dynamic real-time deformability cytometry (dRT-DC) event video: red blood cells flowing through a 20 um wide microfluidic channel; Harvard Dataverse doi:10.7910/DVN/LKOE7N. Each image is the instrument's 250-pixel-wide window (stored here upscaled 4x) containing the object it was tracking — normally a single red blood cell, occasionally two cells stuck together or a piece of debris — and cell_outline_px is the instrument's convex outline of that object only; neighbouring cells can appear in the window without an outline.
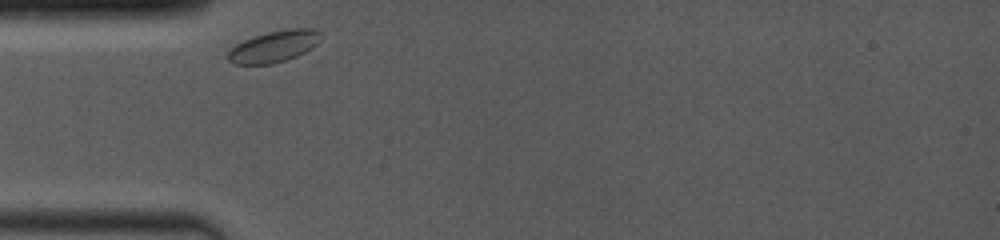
{"species": "common noctule bat (a hibernating species)", "species_latin": "Nyctalus noctula", "temperature_condition": "room temperature", "stored_images_in_passage": 7, "camera_frame_rate_fps": 4000, "um_per_image_px": 0.085, "animal": {"sex": "female", "body_mass_g": 19.0, "forearm_length_mm": 53.3}, "frame": {"image": 1, "passage_image": 1, "time_ms": 0.0, "image_size_px": [1000, 240], "cell_outline_px": [[320, 40], [312, 48], [296, 56], [272, 64], [236, 64], [228, 60], [228, 52], [236, 44], [252, 36], [284, 28], [312, 28], [320, 32]], "centroid_in_image_um": [23.29, 3.93], "position_along_channel_um": 61.7, "area_um2": 16.99}}
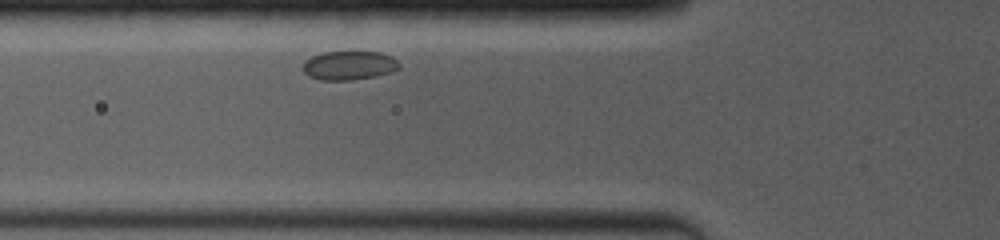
{"frame": {"image": 2, "passage_image": 7, "time_ms": 1.0, "image_size_px": [1000, 240], "cell_outline_px": [[400, 68], [392, 72], [376, 76], [352, 80], [320, 80], [308, 76], [304, 72], [304, 60], [312, 56], [324, 52], [380, 52], [396, 60], [400, 64]], "centroid_in_image_um": [29.67, 5.57], "position_along_channel_um": 96.1, "area_um2": 16.18}}